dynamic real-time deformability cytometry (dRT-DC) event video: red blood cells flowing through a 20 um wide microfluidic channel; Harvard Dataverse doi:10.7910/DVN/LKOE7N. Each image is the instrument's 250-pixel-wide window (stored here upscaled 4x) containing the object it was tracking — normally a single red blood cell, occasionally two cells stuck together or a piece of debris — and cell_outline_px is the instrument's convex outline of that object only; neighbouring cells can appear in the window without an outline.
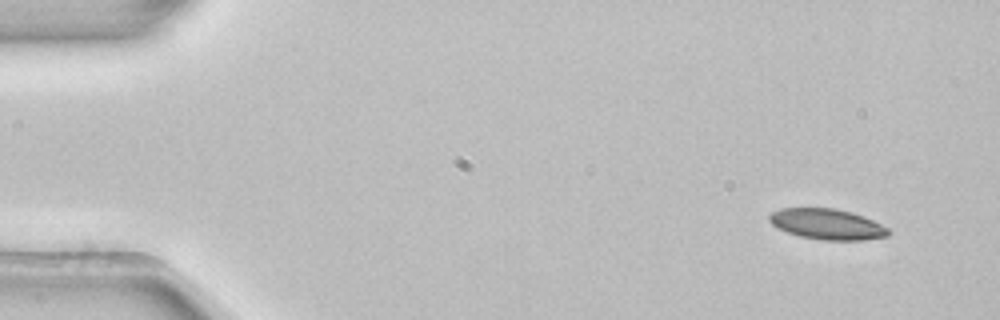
{"species": "common noctule bat (a hibernating species)", "species_latin": "Nyctalus noctula", "temperature_condition": "room temperature", "stored_images_in_passage": 5, "camera_frame_rate_fps": 3000, "um_per_image_px": 0.085, "animal": {"sex": "female", "body_mass_g": 22.7, "forearm_length_mm": 54.2}, "frame": {"image": 1, "passage_image": 1, "time_ms": 0.0, "image_size_px": [1000, 320], "cell_outline_px": [[892, 232], [888, 236], [864, 240], [824, 240], [800, 236], [788, 232], [772, 224], [768, 220], [768, 216], [772, 212], [780, 208], [836, 208], [852, 212], [864, 216], [888, 228]], "centroid_in_image_um": [70.33, 19.05], "position_along_channel_um": 14.7, "area_um2": 21.27}}